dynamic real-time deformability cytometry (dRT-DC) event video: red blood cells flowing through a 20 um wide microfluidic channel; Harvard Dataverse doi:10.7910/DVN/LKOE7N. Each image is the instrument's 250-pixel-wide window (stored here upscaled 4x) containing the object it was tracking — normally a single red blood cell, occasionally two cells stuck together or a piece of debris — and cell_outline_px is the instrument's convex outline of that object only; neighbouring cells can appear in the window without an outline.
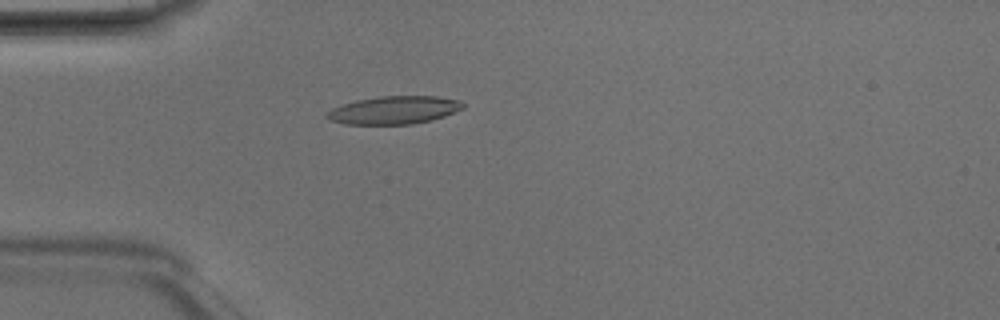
{"species": "Egyptian fruit bat (a non-hibernating species)", "species_latin": "Rousettus aegyptiacus", "temperature_condition": "room temperature", "stored_images_in_passage": 4, "camera_frame_rate_fps": 3000, "um_per_image_px": 0.085, "animal": {"sex": "male"}, "frame": {"image": 1, "passage_image": 4, "time_ms": 1.0, "image_size_px": [1000, 320], "cell_outline_px": [[464, 108], [444, 116], [432, 120], [412, 124], [344, 124], [328, 120], [324, 116], [332, 108], [356, 100], [380, 96], [436, 96], [460, 100], [464, 104]], "centroid_in_image_um": [33.49, 9.36], "position_along_channel_um": 51.5, "area_um2": 22.2}}